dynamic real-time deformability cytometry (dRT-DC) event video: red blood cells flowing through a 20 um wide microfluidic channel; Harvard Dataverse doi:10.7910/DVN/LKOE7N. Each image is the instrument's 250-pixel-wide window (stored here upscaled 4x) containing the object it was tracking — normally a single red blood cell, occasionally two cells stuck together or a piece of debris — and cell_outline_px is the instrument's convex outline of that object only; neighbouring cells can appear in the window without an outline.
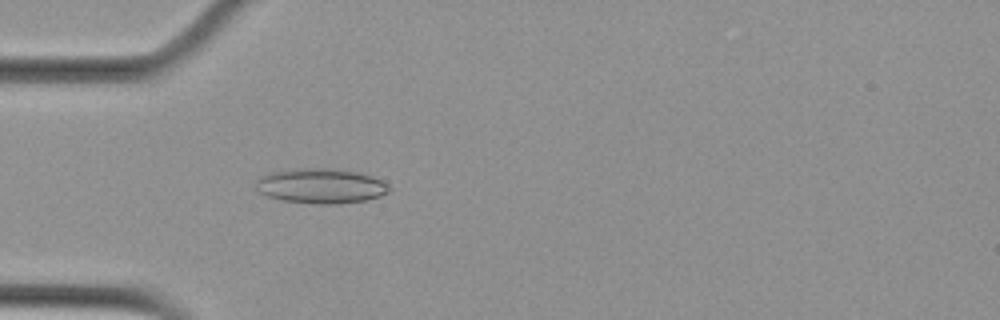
{"species": "Egyptian fruit bat (a non-hibernating species)", "species_latin": "Rousettus aegyptiacus", "temperature_condition": "cold", "stored_images_in_passage": 43, "camera_frame_rate_fps": 3000, "um_per_image_px": 0.085, "animal": {"sex": "female"}, "frame": {"image": 1, "passage_image": 6, "time_ms": 1.667, "image_size_px": [1000, 320], "cell_outline_px": [[392, 188], [388, 192], [380, 196], [368, 200], [340, 204], [316, 204], [280, 200], [268, 196], [260, 192], [256, 180], [260, 176], [268, 172], [300, 168], [332, 168], [360, 172], [372, 176], [388, 184]], "centroid_in_image_um": [27.31, 15.8], "position_along_channel_um": 57.7, "area_um2": 27.4}}
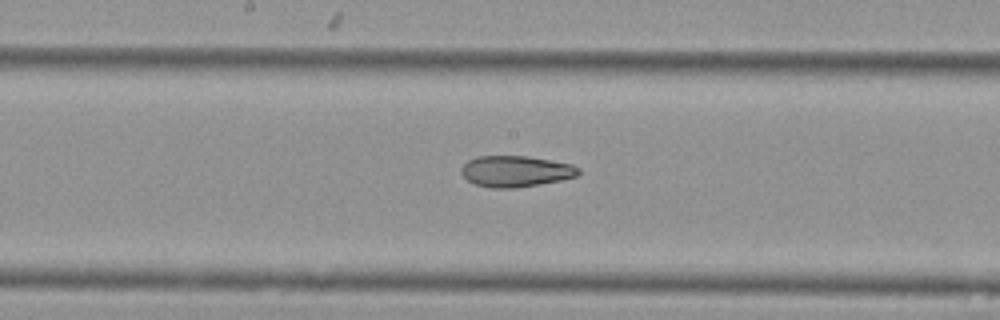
{"frame": {"image": 2, "passage_image": 18, "time_ms": 5.667, "image_size_px": [1000, 320], "cell_outline_px": [[580, 172], [576, 176], [560, 180], [540, 184], [516, 188], [492, 188], [476, 184], [468, 180], [460, 172], [460, 168], [468, 160], [476, 156], [528, 156], [572, 164], [580, 168]], "centroid_in_image_um": [43.82, 14.55], "position_along_channel_um": 204.4, "area_um2": 21.27}}
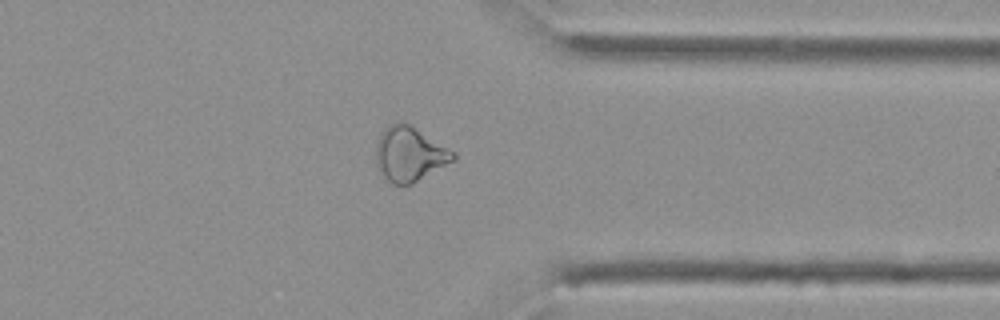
{"frame": {"image": 3, "passage_image": 32, "time_ms": 10.333, "image_size_px": [1000, 320], "cell_outline_px": [[456, 160], [412, 184], [392, 184], [376, 168], [376, 144], [380, 132], [388, 124], [396, 120], [400, 120], [408, 124], [456, 152]], "centroid_in_image_um": [34.8, 13.08], "position_along_channel_um": 376.6, "area_um2": 24.8}, "authors_computed_cell_mechanics": {"area_um2": 23.7558, "velocity_mm_per_s": 3.7931, "shape_relaxation_time_tau1_ms": null, "shape_relaxation_time_tau2_ms": 3.9626, "deformation_change_tau1": null, "deformation_change_tau2": 0.1187}}